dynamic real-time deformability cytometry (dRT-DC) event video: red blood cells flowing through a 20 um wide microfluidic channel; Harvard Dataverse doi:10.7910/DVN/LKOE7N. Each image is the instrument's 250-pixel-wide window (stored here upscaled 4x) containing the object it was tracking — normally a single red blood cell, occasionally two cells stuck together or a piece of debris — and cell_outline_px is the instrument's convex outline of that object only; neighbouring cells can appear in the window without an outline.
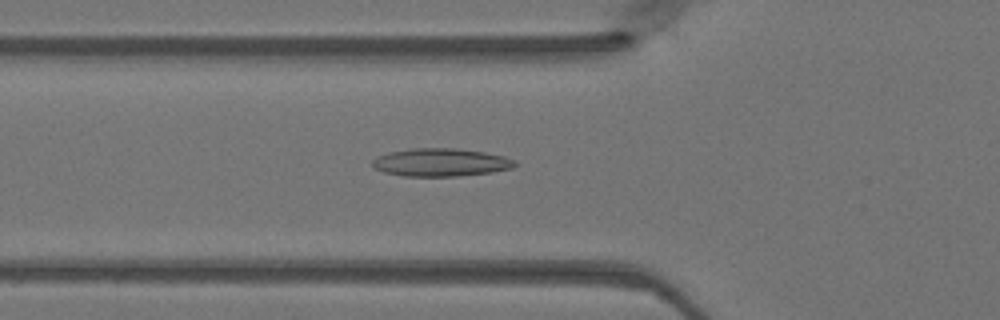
{"species": "Egyptian fruit bat (a non-hibernating species)", "species_latin": "Rousettus aegyptiacus", "temperature_condition": "warm", "stored_images_in_passage": 48, "camera_frame_rate_fps": 3000, "um_per_image_px": 0.085, "animal": {"sex": "female"}, "frame": {"image": 1, "passage_image": 17, "time_ms": 5.333, "image_size_px": [1000, 320], "cell_outline_px": [[516, 164], [512, 168], [492, 172], [456, 176], [404, 176], [384, 172], [372, 168], [372, 160], [388, 152], [412, 148], [456, 148], [484, 152], [504, 156], [516, 160]], "centroid_in_image_um": [37.46, 13.8], "position_along_channel_um": 88.3, "area_um2": 23.24}}
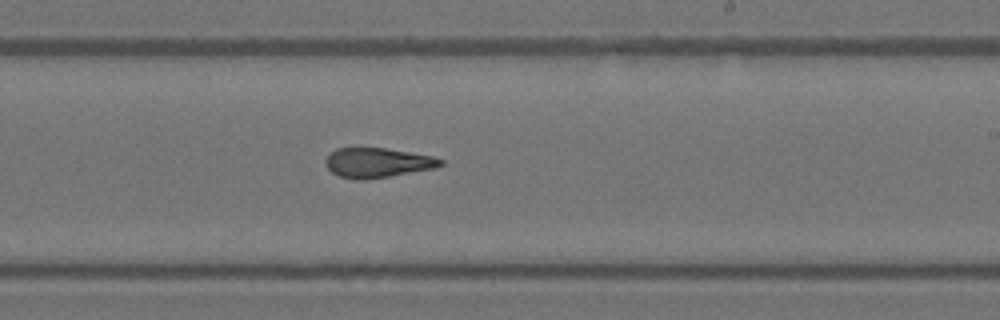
{"frame": {"image": 2, "passage_image": 29, "time_ms": 9.333, "image_size_px": [1000, 320], "cell_outline_px": [[444, 164], [436, 168], [364, 180], [356, 180], [340, 176], [332, 172], [324, 164], [324, 160], [336, 148], [384, 148], [432, 156], [444, 160]], "centroid_in_image_um": [32.08, 13.83], "position_along_channel_um": 256.9, "area_um2": 19.77}}
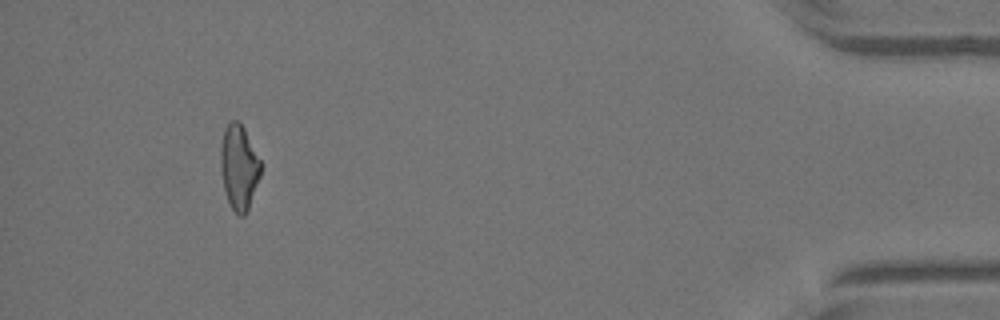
{"frame": {"image": 3, "passage_image": 45, "time_ms": 14.667, "image_size_px": [1000, 320], "cell_outline_px": [[264, 164], [260, 176], [248, 208], [244, 216], [236, 216], [228, 200], [224, 188], [220, 168], [220, 148], [224, 128], [232, 120], [236, 120], [244, 128]], "centroid_in_image_um": [20.33, 14.2], "position_along_channel_um": 414.9, "area_um2": 20.06}}